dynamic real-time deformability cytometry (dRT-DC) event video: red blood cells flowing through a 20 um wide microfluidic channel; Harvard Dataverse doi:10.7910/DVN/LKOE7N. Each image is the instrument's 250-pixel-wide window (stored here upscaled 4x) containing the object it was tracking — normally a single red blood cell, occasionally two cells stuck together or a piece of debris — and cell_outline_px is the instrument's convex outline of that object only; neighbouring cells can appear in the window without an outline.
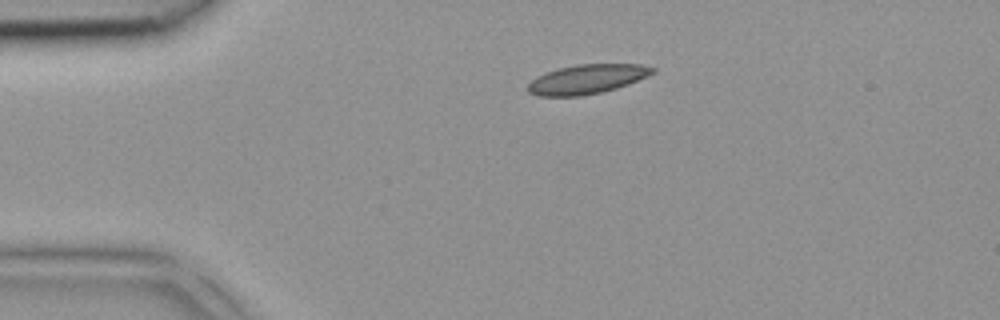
{"species": "common noctule bat (a hibernating species)", "species_latin": "Nyctalus noctula", "temperature_condition": "room temperature", "stored_images_in_passage": 2, "camera_frame_rate_fps": 3000, "um_per_image_px": 0.085, "animal": {"sex": "female", "body_mass_g": 18.4}, "frame": {"image": 1, "passage_image": 1, "time_ms": 0.0, "image_size_px": [1000, 320], "cell_outline_px": [[656, 72], [628, 84], [616, 88], [600, 92], [580, 96], [536, 96], [528, 92], [524, 88], [536, 76], [544, 72], [576, 64], [640, 64], [656, 68]], "centroid_in_image_um": [49.85, 6.73], "position_along_channel_um": 35.2, "area_um2": 21.44}}